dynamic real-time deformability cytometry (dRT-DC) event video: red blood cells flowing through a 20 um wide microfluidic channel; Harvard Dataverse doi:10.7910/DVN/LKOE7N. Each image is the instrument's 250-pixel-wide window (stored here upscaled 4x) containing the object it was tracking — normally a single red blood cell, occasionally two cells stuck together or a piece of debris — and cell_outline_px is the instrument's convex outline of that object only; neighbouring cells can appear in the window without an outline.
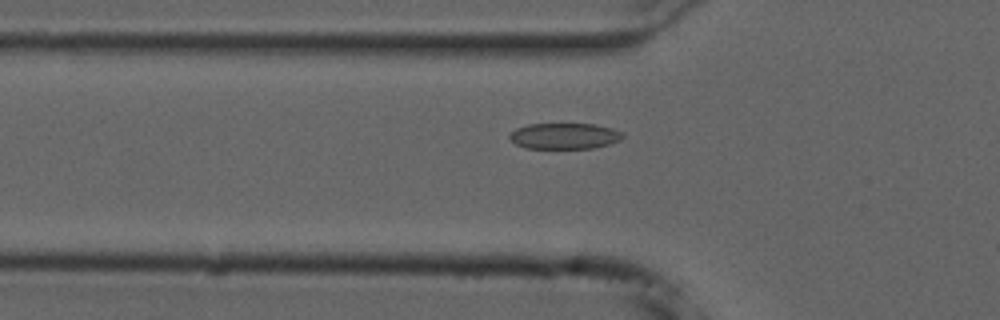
{"species": "common noctule bat (a hibernating species)", "species_latin": "Nyctalus noctula", "temperature_condition": "cold", "stored_images_in_passage": 9, "camera_frame_rate_fps": 3000, "um_per_image_px": 0.085, "animal": {"sex": "male", "forearm_length_mm": 52.5}, "frame": {"image": 1, "passage_image": 8, "time_ms": 2.333, "image_size_px": [1000, 320], "cell_outline_px": [[624, 136], [620, 140], [608, 144], [592, 148], [524, 148], [516, 144], [508, 136], [516, 128], [528, 124], [592, 124], [612, 128], [624, 132]], "centroid_in_image_um": [47.99, 11.56], "position_along_channel_um": 77.8, "area_um2": 17.05}}